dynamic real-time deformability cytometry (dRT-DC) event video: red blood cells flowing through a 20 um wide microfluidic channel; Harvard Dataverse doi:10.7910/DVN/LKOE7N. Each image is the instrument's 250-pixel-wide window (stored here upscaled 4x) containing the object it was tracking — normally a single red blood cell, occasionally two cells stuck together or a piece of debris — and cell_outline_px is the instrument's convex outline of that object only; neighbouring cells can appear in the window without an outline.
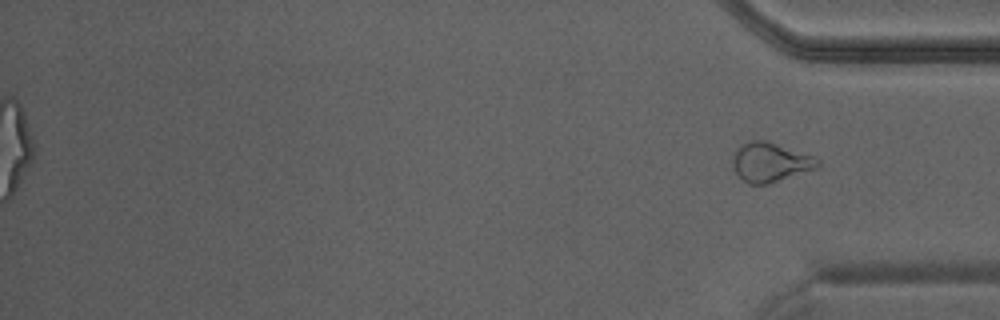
{"species": "Egyptian fruit bat (a non-hibernating species)", "species_latin": "Rousettus aegyptiacus", "temperature_condition": "warm", "stored_images_in_passage": 31, "segment_of_instrument_passage": [2, 2], "camera_frame_rate_fps": 3000, "um_per_image_px": 0.085, "animal": {"sex": "male"}, "frame": {"image": 1, "passage_image": 31, "time_ms": 10.0, "image_size_px": [1000, 320], "cell_outline_px": [[820, 168], [768, 184], [748, 184], [736, 172], [732, 164], [732, 156], [736, 148], [740, 144], [752, 140], [768, 140], [812, 156], [820, 160]], "centroid_in_image_um": [65.48, 13.78], "position_along_channel_um": 369.7, "area_um2": 19.71}}